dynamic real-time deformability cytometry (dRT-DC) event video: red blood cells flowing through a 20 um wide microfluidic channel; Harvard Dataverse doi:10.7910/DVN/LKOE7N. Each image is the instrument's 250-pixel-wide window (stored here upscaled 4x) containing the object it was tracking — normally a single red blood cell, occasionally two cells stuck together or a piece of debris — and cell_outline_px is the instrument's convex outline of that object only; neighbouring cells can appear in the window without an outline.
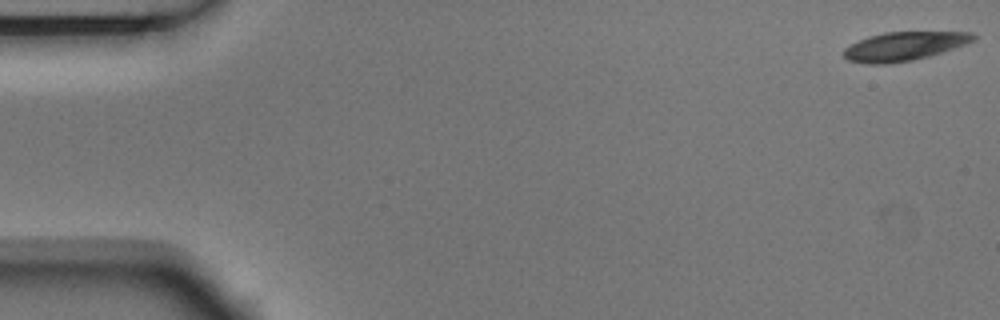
{"species": "Egyptian fruit bat (a non-hibernating species)", "species_latin": "Rousettus aegyptiacus", "temperature_condition": "room temperature", "stored_images_in_passage": 5, "camera_frame_rate_fps": 3000, "um_per_image_px": 0.085, "animal": {"sex": "male"}, "frame": {"image": 1, "passage_image": 1, "time_ms": 0.0, "image_size_px": [1000, 320], "cell_outline_px": [[976, 36], [968, 44], [928, 56], [912, 60], [888, 64], [868, 64], [848, 60], [844, 56], [844, 48], [868, 36], [884, 32], [972, 32]], "centroid_in_image_um": [76.85, 3.93], "position_along_channel_um": 8.2, "area_um2": 21.56}}
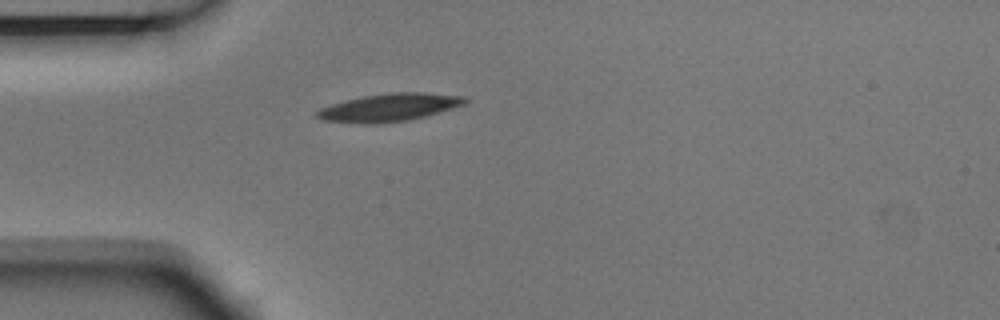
{"frame": {"image": 2, "passage_image": 5, "time_ms": 1.333, "image_size_px": [1000, 320], "cell_outline_px": [[468, 100], [464, 104], [452, 108], [424, 116], [408, 120], [376, 124], [364, 124], [324, 120], [316, 116], [316, 112], [320, 108], [344, 100], [364, 96], [392, 92], [424, 92], [464, 96]], "centroid_in_image_um": [33.08, 9.13], "position_along_channel_um": 51.9, "area_um2": 23.81}}